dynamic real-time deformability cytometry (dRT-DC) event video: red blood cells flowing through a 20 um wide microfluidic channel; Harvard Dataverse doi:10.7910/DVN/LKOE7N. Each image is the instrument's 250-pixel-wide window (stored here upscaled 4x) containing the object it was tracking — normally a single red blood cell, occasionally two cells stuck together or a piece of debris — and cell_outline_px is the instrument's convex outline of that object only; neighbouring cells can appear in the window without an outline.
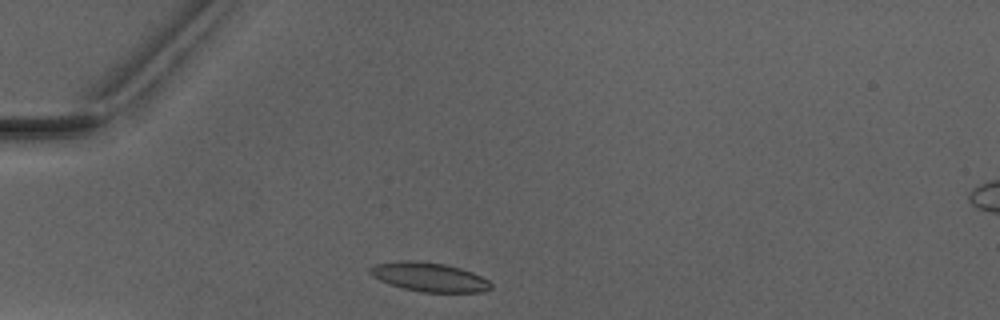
{"species": "Egyptian fruit bat (a non-hibernating species)", "species_latin": "Rousettus aegyptiacus", "temperature_condition": "warm", "stored_images_in_passage": 2, "camera_frame_rate_fps": 3000, "um_per_image_px": 0.085, "animal": {"sex": "male"}, "frame": {"image": 1, "passage_image": 1, "time_ms": 0.0, "image_size_px": [1000, 320], "cell_outline_px": [[492, 288], [484, 292], [424, 292], [404, 288], [380, 280], [368, 272], [368, 268], [376, 264], [400, 260], [416, 260], [444, 264], [460, 268], [472, 272], [488, 280], [492, 284]], "centroid_in_image_um": [36.5, 23.54], "position_along_channel_um": 48.5, "area_um2": 20.35}}